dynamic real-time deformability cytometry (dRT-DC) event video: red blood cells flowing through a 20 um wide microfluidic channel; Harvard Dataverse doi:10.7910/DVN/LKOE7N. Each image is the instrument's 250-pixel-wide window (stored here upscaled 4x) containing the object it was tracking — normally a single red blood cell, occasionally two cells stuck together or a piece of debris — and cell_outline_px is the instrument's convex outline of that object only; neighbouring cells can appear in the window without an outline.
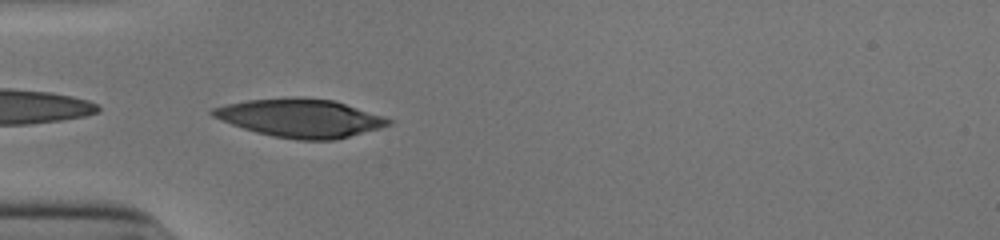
{"species": "human", "species_latin": "Homo sapiens", "temperature_condition": "cold", "stored_images_in_passage": 37, "camera_frame_rate_fps": 3000, "um_per_image_px": 0.085, "donor": {"sex": "male"}, "frame": {"image": 1, "passage_image": 1, "time_ms": 0.0, "image_size_px": [1000, 240], "cell_outline_px": [[392, 124], [380, 128], [332, 140], [296, 140], [272, 136], [256, 132], [232, 124], [212, 116], [208, 112], [212, 108], [224, 104], [248, 100], [292, 96], [296, 96], [332, 100], [384, 116], [392, 120]], "centroid_in_image_um": [25.5, 10.02], "position_along_channel_um": 59.5, "area_um2": 39.19}}
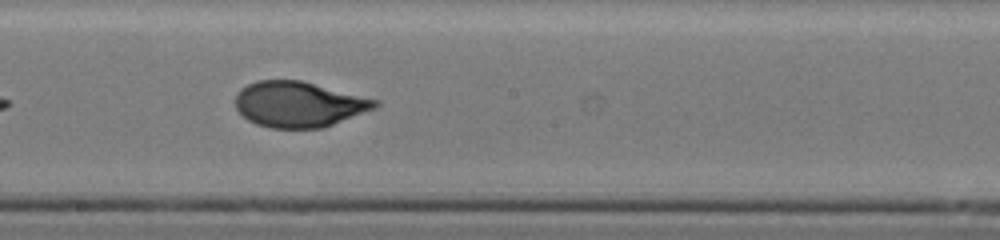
{"frame": {"image": 2, "passage_image": 14, "time_ms": 4.333, "image_size_px": [1000, 240], "cell_outline_px": [[380, 104], [376, 108], [332, 124], [320, 128], [272, 128], [256, 124], [248, 120], [236, 108], [236, 96], [240, 88], [256, 80], [300, 80], [380, 100]], "centroid_in_image_um": [25.4, 8.85], "position_along_channel_um": 222.8, "area_um2": 36.93}}
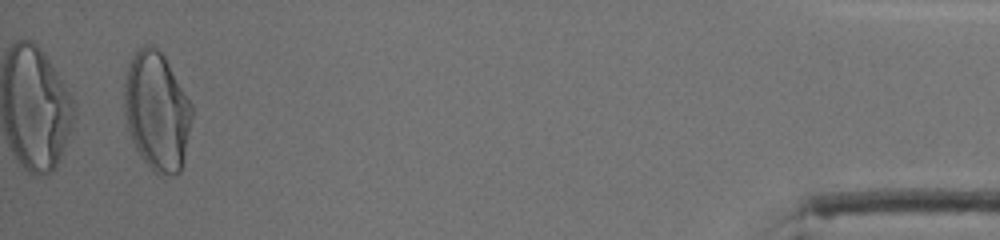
{"frame": {"image": 3, "passage_image": 35, "time_ms": 11.333, "image_size_px": [1000, 240], "cell_outline_px": [[192, 116], [184, 160], [180, 172], [164, 180], [152, 172], [140, 156], [132, 140], [128, 128], [124, 112], [124, 76], [128, 64], [132, 56], [144, 44], [148, 44], [156, 48], [164, 56], [192, 104]], "centroid_in_image_um": [13.32, 9.51], "position_along_channel_um": 421.9, "area_um2": 47.28}, "authors_computed_cell_mechanics": {"area_um2": 37.859, "velocity_mm_per_s": 3.8992, "shape_relaxation_time_tau1_ms": 5.2787, "shape_relaxation_time_tau2_ms": null, "deformation_change_tau1": 0.218, "deformation_change_tau2": null}}